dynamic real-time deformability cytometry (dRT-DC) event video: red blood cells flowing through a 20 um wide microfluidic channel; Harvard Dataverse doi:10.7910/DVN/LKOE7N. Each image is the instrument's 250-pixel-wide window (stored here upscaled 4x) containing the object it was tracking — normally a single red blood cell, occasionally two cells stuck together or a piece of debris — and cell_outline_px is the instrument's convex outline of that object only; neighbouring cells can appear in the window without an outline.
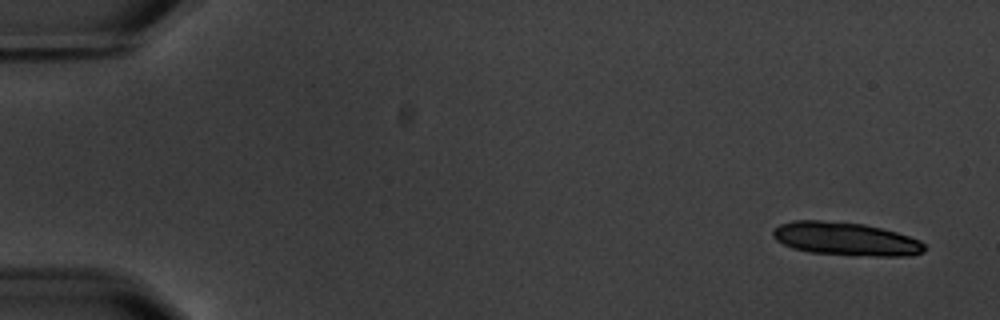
{"species": "common noctule bat (a hibernating species)", "species_latin": "Nyctalus noctula", "temperature_condition": "warm", "stored_images_in_passage": 9, "camera_frame_rate_fps": 3000, "um_per_image_px": 0.085, "animal": {"sex": "male", "body_mass_g": 20.1, "forearm_length_mm": 53.5}, "frame": {"image": 1, "passage_image": 1, "time_ms": 0.0, "image_size_px": [1000, 320], "cell_outline_px": [[924, 252], [912, 256], [852, 256], [808, 252], [792, 248], [776, 240], [772, 236], [772, 232], [780, 224], [792, 220], [820, 220], [864, 224], [896, 232], [920, 240], [924, 244]], "centroid_in_image_um": [71.88, 20.32], "position_along_channel_um": 13.1, "area_um2": 29.59}}
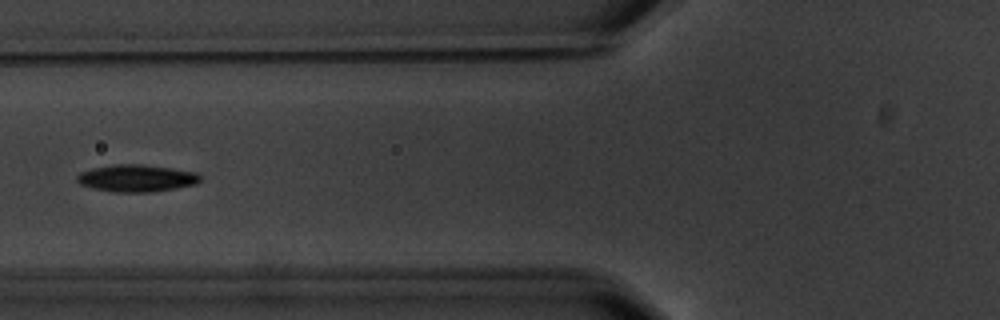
{"frame": {"image": 2, "passage_image": 7, "time_ms": 7.0, "image_size_px": [1000, 320], "cell_outline_px": [[200, 180], [196, 184], [152, 192], [112, 192], [92, 188], [80, 184], [76, 180], [76, 176], [80, 172], [92, 168], [112, 164], [140, 164], [172, 168], [196, 172], [200, 176]], "centroid_in_image_um": [11.57, 15.14], "position_along_channel_um": 114.2, "area_um2": 19.54}}
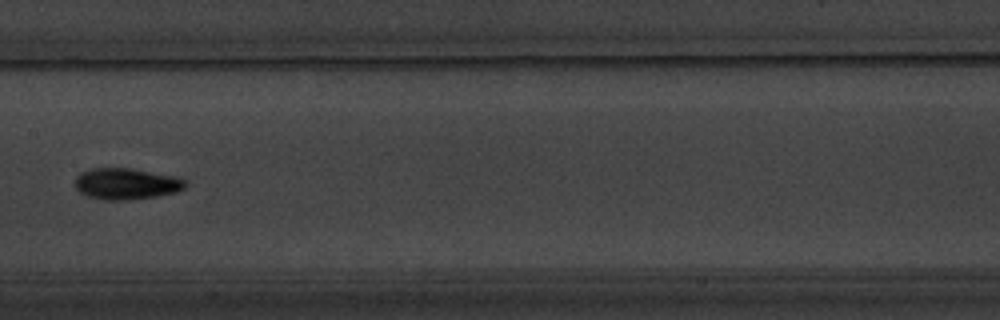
{"frame": {"image": 3, "passage_image": 9, "time_ms": 9.333, "image_size_px": [1000, 320], "cell_outline_px": [[188, 184], [184, 188], [176, 192], [156, 196], [128, 200], [104, 200], [88, 196], [80, 192], [72, 184], [76, 176], [80, 172], [92, 168], [132, 168], [180, 176]], "centroid_in_image_um": [10.73, 15.61], "position_along_channel_um": 196.7, "area_um2": 20.52}}